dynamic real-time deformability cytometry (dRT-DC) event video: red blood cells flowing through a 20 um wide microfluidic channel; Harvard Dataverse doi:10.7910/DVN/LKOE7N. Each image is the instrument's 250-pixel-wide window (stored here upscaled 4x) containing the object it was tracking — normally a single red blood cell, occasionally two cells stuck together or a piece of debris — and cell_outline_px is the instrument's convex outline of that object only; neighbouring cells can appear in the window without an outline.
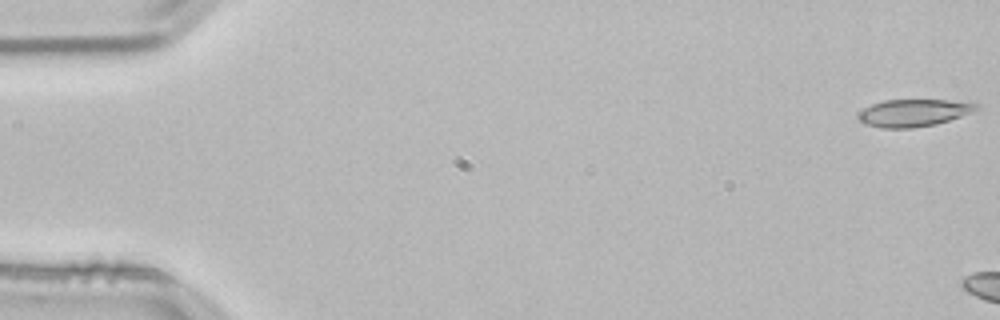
{"species": "common noctule bat (a hibernating species)", "species_latin": "Nyctalus noctula", "temperature_condition": "room temperature", "stored_images_in_passage": 13, "camera_frame_rate_fps": 3000, "um_per_image_px": 0.085, "animal": {"sex": "male", "body_mass_g": 21.5, "forearm_length_mm": 52.0}, "frame": {"image": 1, "passage_image": 1, "time_ms": 0.0, "image_size_px": [1000, 320], "cell_outline_px": [[984, 108], [936, 124], [912, 128], [880, 128], [864, 124], [856, 116], [864, 108], [872, 104], [884, 100], [948, 100], [980, 104]], "centroid_in_image_um": [77.67, 9.59], "position_along_channel_um": 7.3, "area_um2": 18.84}}